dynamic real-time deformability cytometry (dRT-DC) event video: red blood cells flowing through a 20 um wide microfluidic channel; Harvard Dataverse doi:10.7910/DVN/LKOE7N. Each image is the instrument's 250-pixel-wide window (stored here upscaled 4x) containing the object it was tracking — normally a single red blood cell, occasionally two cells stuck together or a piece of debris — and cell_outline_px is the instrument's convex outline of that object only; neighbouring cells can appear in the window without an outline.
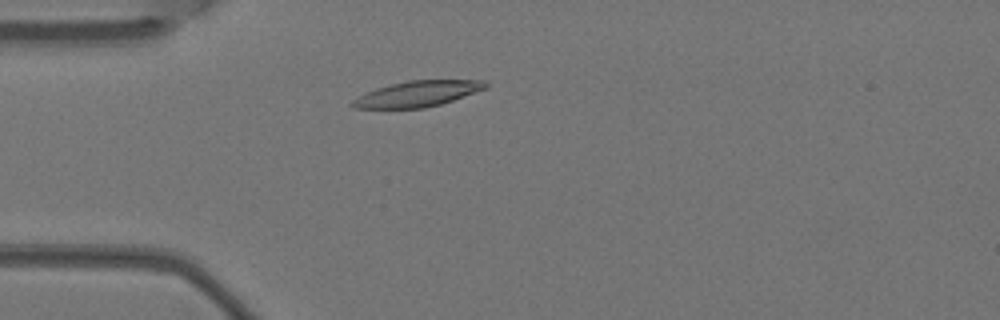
{"species": "Egyptian fruit bat (a non-hibernating species)", "species_latin": "Rousettus aegyptiacus", "temperature_condition": "warm", "stored_images_in_passage": 3, "camera_frame_rate_fps": 3000, "um_per_image_px": 0.085, "animal": {"sex": "female"}, "frame": {"image": 1, "passage_image": 3, "time_ms": 0.667, "image_size_px": [1000, 320], "cell_outline_px": [[488, 88], [440, 104], [424, 108], [356, 108], [348, 104], [352, 100], [376, 88], [408, 80], [488, 80]], "centroid_in_image_um": [35.52, 7.97], "position_along_channel_um": 49.5, "area_um2": 19.83}}